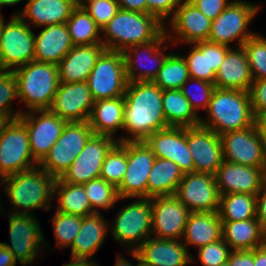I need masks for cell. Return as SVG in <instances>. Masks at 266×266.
Returning <instances> with one entry per match:
<instances>
[{"mask_svg": "<svg viewBox=\"0 0 266 266\" xmlns=\"http://www.w3.org/2000/svg\"><path fill=\"white\" fill-rule=\"evenodd\" d=\"M162 98L163 90L153 82H128L123 129L130 135L118 138V142L144 141L154 132L168 128Z\"/></svg>", "mask_w": 266, "mask_h": 266, "instance_id": "cell-1", "label": "cell"}, {"mask_svg": "<svg viewBox=\"0 0 266 266\" xmlns=\"http://www.w3.org/2000/svg\"><path fill=\"white\" fill-rule=\"evenodd\" d=\"M164 31L165 24L152 14L119 9L102 28V44L106 50L124 52L157 39Z\"/></svg>", "mask_w": 266, "mask_h": 266, "instance_id": "cell-2", "label": "cell"}, {"mask_svg": "<svg viewBox=\"0 0 266 266\" xmlns=\"http://www.w3.org/2000/svg\"><path fill=\"white\" fill-rule=\"evenodd\" d=\"M200 126L218 135L242 130L256 123L248 91L215 88Z\"/></svg>", "mask_w": 266, "mask_h": 266, "instance_id": "cell-3", "label": "cell"}, {"mask_svg": "<svg viewBox=\"0 0 266 266\" xmlns=\"http://www.w3.org/2000/svg\"><path fill=\"white\" fill-rule=\"evenodd\" d=\"M1 180L0 187L6 184L4 192L13 204L11 209L15 208L12 213L30 214L34 209H52L50 201L54 199L53 187L56 179L39 165Z\"/></svg>", "mask_w": 266, "mask_h": 266, "instance_id": "cell-4", "label": "cell"}, {"mask_svg": "<svg viewBox=\"0 0 266 266\" xmlns=\"http://www.w3.org/2000/svg\"><path fill=\"white\" fill-rule=\"evenodd\" d=\"M17 81L18 100L27 111L49 110L59 88L58 65L33 60L12 70Z\"/></svg>", "mask_w": 266, "mask_h": 266, "instance_id": "cell-5", "label": "cell"}, {"mask_svg": "<svg viewBox=\"0 0 266 266\" xmlns=\"http://www.w3.org/2000/svg\"><path fill=\"white\" fill-rule=\"evenodd\" d=\"M115 220L109 226L113 239L136 251L152 236L151 198H137L134 202L122 206Z\"/></svg>", "mask_w": 266, "mask_h": 266, "instance_id": "cell-6", "label": "cell"}, {"mask_svg": "<svg viewBox=\"0 0 266 266\" xmlns=\"http://www.w3.org/2000/svg\"><path fill=\"white\" fill-rule=\"evenodd\" d=\"M260 6L256 3L244 0H232L227 8L214 20H212L211 32L208 41L226 46L232 42L242 46L255 33L250 32L251 24ZM238 40V41H237Z\"/></svg>", "mask_w": 266, "mask_h": 266, "instance_id": "cell-7", "label": "cell"}, {"mask_svg": "<svg viewBox=\"0 0 266 266\" xmlns=\"http://www.w3.org/2000/svg\"><path fill=\"white\" fill-rule=\"evenodd\" d=\"M93 135L88 121L67 122L39 166L55 179L61 178Z\"/></svg>", "mask_w": 266, "mask_h": 266, "instance_id": "cell-8", "label": "cell"}, {"mask_svg": "<svg viewBox=\"0 0 266 266\" xmlns=\"http://www.w3.org/2000/svg\"><path fill=\"white\" fill-rule=\"evenodd\" d=\"M13 15L4 22L0 36V70L12 71L32 62L35 57V33L27 22Z\"/></svg>", "mask_w": 266, "mask_h": 266, "instance_id": "cell-9", "label": "cell"}, {"mask_svg": "<svg viewBox=\"0 0 266 266\" xmlns=\"http://www.w3.org/2000/svg\"><path fill=\"white\" fill-rule=\"evenodd\" d=\"M86 82L94 101L124 96L128 79L123 52L105 50Z\"/></svg>", "mask_w": 266, "mask_h": 266, "instance_id": "cell-10", "label": "cell"}, {"mask_svg": "<svg viewBox=\"0 0 266 266\" xmlns=\"http://www.w3.org/2000/svg\"><path fill=\"white\" fill-rule=\"evenodd\" d=\"M29 146L28 129L19 119H11L0 136V178L37 167Z\"/></svg>", "mask_w": 266, "mask_h": 266, "instance_id": "cell-11", "label": "cell"}, {"mask_svg": "<svg viewBox=\"0 0 266 266\" xmlns=\"http://www.w3.org/2000/svg\"><path fill=\"white\" fill-rule=\"evenodd\" d=\"M9 239L10 244L1 242L14 255L21 266L30 265L38 254L41 246H45V238L41 225L33 213H11L9 214ZM40 250V251H39Z\"/></svg>", "mask_w": 266, "mask_h": 266, "instance_id": "cell-12", "label": "cell"}, {"mask_svg": "<svg viewBox=\"0 0 266 266\" xmlns=\"http://www.w3.org/2000/svg\"><path fill=\"white\" fill-rule=\"evenodd\" d=\"M155 158L145 141H127V169L116 187L120 200L147 198V181Z\"/></svg>", "mask_w": 266, "mask_h": 266, "instance_id": "cell-13", "label": "cell"}, {"mask_svg": "<svg viewBox=\"0 0 266 266\" xmlns=\"http://www.w3.org/2000/svg\"><path fill=\"white\" fill-rule=\"evenodd\" d=\"M223 159L252 167H266V147L257 124L220 135Z\"/></svg>", "mask_w": 266, "mask_h": 266, "instance_id": "cell-14", "label": "cell"}, {"mask_svg": "<svg viewBox=\"0 0 266 266\" xmlns=\"http://www.w3.org/2000/svg\"><path fill=\"white\" fill-rule=\"evenodd\" d=\"M168 42L169 40L164 31L153 41L134 45L126 49L123 54L128 82H152L170 54L164 52V50H167L169 47V45L166 44ZM144 59H148L147 61H149V64H143L145 61Z\"/></svg>", "mask_w": 266, "mask_h": 266, "instance_id": "cell-15", "label": "cell"}, {"mask_svg": "<svg viewBox=\"0 0 266 266\" xmlns=\"http://www.w3.org/2000/svg\"><path fill=\"white\" fill-rule=\"evenodd\" d=\"M18 118L28 129L30 151L40 163L61 136L67 121L50 110L22 111Z\"/></svg>", "mask_w": 266, "mask_h": 266, "instance_id": "cell-16", "label": "cell"}, {"mask_svg": "<svg viewBox=\"0 0 266 266\" xmlns=\"http://www.w3.org/2000/svg\"><path fill=\"white\" fill-rule=\"evenodd\" d=\"M118 138L94 134L61 179L66 183L83 185L98 178L103 161L110 149L118 142Z\"/></svg>", "mask_w": 266, "mask_h": 266, "instance_id": "cell-17", "label": "cell"}, {"mask_svg": "<svg viewBox=\"0 0 266 266\" xmlns=\"http://www.w3.org/2000/svg\"><path fill=\"white\" fill-rule=\"evenodd\" d=\"M174 195L191 212H218L220 194L213 174H184Z\"/></svg>", "mask_w": 266, "mask_h": 266, "instance_id": "cell-18", "label": "cell"}, {"mask_svg": "<svg viewBox=\"0 0 266 266\" xmlns=\"http://www.w3.org/2000/svg\"><path fill=\"white\" fill-rule=\"evenodd\" d=\"M152 237L182 240L191 211L175 195L151 198Z\"/></svg>", "mask_w": 266, "mask_h": 266, "instance_id": "cell-19", "label": "cell"}, {"mask_svg": "<svg viewBox=\"0 0 266 266\" xmlns=\"http://www.w3.org/2000/svg\"><path fill=\"white\" fill-rule=\"evenodd\" d=\"M168 23L169 29L165 25L166 37L174 45H177L178 41L193 44L208 40L210 37L212 20L188 0L181 2ZM170 31L173 33L171 34Z\"/></svg>", "mask_w": 266, "mask_h": 266, "instance_id": "cell-20", "label": "cell"}, {"mask_svg": "<svg viewBox=\"0 0 266 266\" xmlns=\"http://www.w3.org/2000/svg\"><path fill=\"white\" fill-rule=\"evenodd\" d=\"M187 144L194 172L214 175L224 161L221 136L200 125L187 127Z\"/></svg>", "mask_w": 266, "mask_h": 266, "instance_id": "cell-21", "label": "cell"}, {"mask_svg": "<svg viewBox=\"0 0 266 266\" xmlns=\"http://www.w3.org/2000/svg\"><path fill=\"white\" fill-rule=\"evenodd\" d=\"M94 99L87 82H60L49 110L67 122L88 121Z\"/></svg>", "mask_w": 266, "mask_h": 266, "instance_id": "cell-22", "label": "cell"}, {"mask_svg": "<svg viewBox=\"0 0 266 266\" xmlns=\"http://www.w3.org/2000/svg\"><path fill=\"white\" fill-rule=\"evenodd\" d=\"M144 141L156 158L173 161L183 174L194 173V162L187 144V128L168 127L154 132Z\"/></svg>", "mask_w": 266, "mask_h": 266, "instance_id": "cell-23", "label": "cell"}, {"mask_svg": "<svg viewBox=\"0 0 266 266\" xmlns=\"http://www.w3.org/2000/svg\"><path fill=\"white\" fill-rule=\"evenodd\" d=\"M220 195L244 193L257 195L265 177V167L222 162L214 174Z\"/></svg>", "mask_w": 266, "mask_h": 266, "instance_id": "cell-24", "label": "cell"}, {"mask_svg": "<svg viewBox=\"0 0 266 266\" xmlns=\"http://www.w3.org/2000/svg\"><path fill=\"white\" fill-rule=\"evenodd\" d=\"M188 45L191 47L190 52L183 57L186 60L190 78L214 84L216 72L231 47L208 40Z\"/></svg>", "mask_w": 266, "mask_h": 266, "instance_id": "cell-25", "label": "cell"}, {"mask_svg": "<svg viewBox=\"0 0 266 266\" xmlns=\"http://www.w3.org/2000/svg\"><path fill=\"white\" fill-rule=\"evenodd\" d=\"M139 260L149 266H186L195 259L182 240L149 237L136 251Z\"/></svg>", "mask_w": 266, "mask_h": 266, "instance_id": "cell-26", "label": "cell"}, {"mask_svg": "<svg viewBox=\"0 0 266 266\" xmlns=\"http://www.w3.org/2000/svg\"><path fill=\"white\" fill-rule=\"evenodd\" d=\"M103 44L75 45L58 63L60 82H85L97 59L105 51Z\"/></svg>", "mask_w": 266, "mask_h": 266, "instance_id": "cell-27", "label": "cell"}, {"mask_svg": "<svg viewBox=\"0 0 266 266\" xmlns=\"http://www.w3.org/2000/svg\"><path fill=\"white\" fill-rule=\"evenodd\" d=\"M252 83L253 76L244 48L231 47L216 72L215 87L249 91Z\"/></svg>", "mask_w": 266, "mask_h": 266, "instance_id": "cell-28", "label": "cell"}, {"mask_svg": "<svg viewBox=\"0 0 266 266\" xmlns=\"http://www.w3.org/2000/svg\"><path fill=\"white\" fill-rule=\"evenodd\" d=\"M100 212L81 216V227L74 239L71 250L73 259H90L99 251L107 233H110L109 224Z\"/></svg>", "mask_w": 266, "mask_h": 266, "instance_id": "cell-29", "label": "cell"}, {"mask_svg": "<svg viewBox=\"0 0 266 266\" xmlns=\"http://www.w3.org/2000/svg\"><path fill=\"white\" fill-rule=\"evenodd\" d=\"M76 6V0H27L24 9L16 10L13 15L24 21L28 18L31 24L41 28L65 24Z\"/></svg>", "mask_w": 266, "mask_h": 266, "instance_id": "cell-30", "label": "cell"}, {"mask_svg": "<svg viewBox=\"0 0 266 266\" xmlns=\"http://www.w3.org/2000/svg\"><path fill=\"white\" fill-rule=\"evenodd\" d=\"M41 28L39 34L34 36V60L58 65L74 46L67 25L55 24Z\"/></svg>", "mask_w": 266, "mask_h": 266, "instance_id": "cell-31", "label": "cell"}, {"mask_svg": "<svg viewBox=\"0 0 266 266\" xmlns=\"http://www.w3.org/2000/svg\"><path fill=\"white\" fill-rule=\"evenodd\" d=\"M124 109V96L94 101L88 120L93 133L115 138L118 129L123 131Z\"/></svg>", "mask_w": 266, "mask_h": 266, "instance_id": "cell-32", "label": "cell"}, {"mask_svg": "<svg viewBox=\"0 0 266 266\" xmlns=\"http://www.w3.org/2000/svg\"><path fill=\"white\" fill-rule=\"evenodd\" d=\"M222 239V221L218 212H191L189 214L183 244L188 247L206 246Z\"/></svg>", "mask_w": 266, "mask_h": 266, "instance_id": "cell-33", "label": "cell"}, {"mask_svg": "<svg viewBox=\"0 0 266 266\" xmlns=\"http://www.w3.org/2000/svg\"><path fill=\"white\" fill-rule=\"evenodd\" d=\"M222 238L231 250H253L266 243V231L256 218L222 221Z\"/></svg>", "mask_w": 266, "mask_h": 266, "instance_id": "cell-34", "label": "cell"}, {"mask_svg": "<svg viewBox=\"0 0 266 266\" xmlns=\"http://www.w3.org/2000/svg\"><path fill=\"white\" fill-rule=\"evenodd\" d=\"M183 176L173 161L155 158L147 181V198L174 195Z\"/></svg>", "mask_w": 266, "mask_h": 266, "instance_id": "cell-35", "label": "cell"}, {"mask_svg": "<svg viewBox=\"0 0 266 266\" xmlns=\"http://www.w3.org/2000/svg\"><path fill=\"white\" fill-rule=\"evenodd\" d=\"M162 106L169 127H196L200 124L190 102L180 89L163 90Z\"/></svg>", "mask_w": 266, "mask_h": 266, "instance_id": "cell-36", "label": "cell"}, {"mask_svg": "<svg viewBox=\"0 0 266 266\" xmlns=\"http://www.w3.org/2000/svg\"><path fill=\"white\" fill-rule=\"evenodd\" d=\"M57 195V196H55ZM57 198L58 212L86 216L95 213L81 184H71L57 178L53 187V198Z\"/></svg>", "mask_w": 266, "mask_h": 266, "instance_id": "cell-37", "label": "cell"}, {"mask_svg": "<svg viewBox=\"0 0 266 266\" xmlns=\"http://www.w3.org/2000/svg\"><path fill=\"white\" fill-rule=\"evenodd\" d=\"M66 25L74 46L102 44V29L82 6L73 9Z\"/></svg>", "mask_w": 266, "mask_h": 266, "instance_id": "cell-38", "label": "cell"}, {"mask_svg": "<svg viewBox=\"0 0 266 266\" xmlns=\"http://www.w3.org/2000/svg\"><path fill=\"white\" fill-rule=\"evenodd\" d=\"M218 214L221 221L256 218V195L244 193L220 195Z\"/></svg>", "mask_w": 266, "mask_h": 266, "instance_id": "cell-39", "label": "cell"}, {"mask_svg": "<svg viewBox=\"0 0 266 266\" xmlns=\"http://www.w3.org/2000/svg\"><path fill=\"white\" fill-rule=\"evenodd\" d=\"M189 78L188 66L183 55L171 53L152 82L162 90L181 89Z\"/></svg>", "mask_w": 266, "mask_h": 266, "instance_id": "cell-40", "label": "cell"}, {"mask_svg": "<svg viewBox=\"0 0 266 266\" xmlns=\"http://www.w3.org/2000/svg\"><path fill=\"white\" fill-rule=\"evenodd\" d=\"M127 169V141L117 142L103 161L100 176L117 187Z\"/></svg>", "mask_w": 266, "mask_h": 266, "instance_id": "cell-41", "label": "cell"}, {"mask_svg": "<svg viewBox=\"0 0 266 266\" xmlns=\"http://www.w3.org/2000/svg\"><path fill=\"white\" fill-rule=\"evenodd\" d=\"M83 186L95 213L100 212L98 208L108 211L112 206L114 207L116 201L120 200L117 188L101 177L92 179L83 184Z\"/></svg>", "mask_w": 266, "mask_h": 266, "instance_id": "cell-42", "label": "cell"}, {"mask_svg": "<svg viewBox=\"0 0 266 266\" xmlns=\"http://www.w3.org/2000/svg\"><path fill=\"white\" fill-rule=\"evenodd\" d=\"M52 223L56 246L70 247L80 230L81 216L56 211Z\"/></svg>", "mask_w": 266, "mask_h": 266, "instance_id": "cell-43", "label": "cell"}, {"mask_svg": "<svg viewBox=\"0 0 266 266\" xmlns=\"http://www.w3.org/2000/svg\"><path fill=\"white\" fill-rule=\"evenodd\" d=\"M253 81L266 79V38L255 33L243 45Z\"/></svg>", "mask_w": 266, "mask_h": 266, "instance_id": "cell-44", "label": "cell"}, {"mask_svg": "<svg viewBox=\"0 0 266 266\" xmlns=\"http://www.w3.org/2000/svg\"><path fill=\"white\" fill-rule=\"evenodd\" d=\"M189 82V83H188ZM195 87L189 88L191 84ZM194 88V89H193ZM215 85L204 80L189 78L181 87V92L188 99L194 112L199 115L201 109L206 112L211 100Z\"/></svg>", "mask_w": 266, "mask_h": 266, "instance_id": "cell-45", "label": "cell"}, {"mask_svg": "<svg viewBox=\"0 0 266 266\" xmlns=\"http://www.w3.org/2000/svg\"><path fill=\"white\" fill-rule=\"evenodd\" d=\"M17 98L18 89L15 75L12 71L0 70V114L17 119L23 111H13L12 103Z\"/></svg>", "mask_w": 266, "mask_h": 266, "instance_id": "cell-46", "label": "cell"}, {"mask_svg": "<svg viewBox=\"0 0 266 266\" xmlns=\"http://www.w3.org/2000/svg\"><path fill=\"white\" fill-rule=\"evenodd\" d=\"M81 6L101 29L120 9L116 0H88Z\"/></svg>", "mask_w": 266, "mask_h": 266, "instance_id": "cell-47", "label": "cell"}, {"mask_svg": "<svg viewBox=\"0 0 266 266\" xmlns=\"http://www.w3.org/2000/svg\"><path fill=\"white\" fill-rule=\"evenodd\" d=\"M231 248L222 238L198 249V258L203 266H219L228 261Z\"/></svg>", "mask_w": 266, "mask_h": 266, "instance_id": "cell-48", "label": "cell"}, {"mask_svg": "<svg viewBox=\"0 0 266 266\" xmlns=\"http://www.w3.org/2000/svg\"><path fill=\"white\" fill-rule=\"evenodd\" d=\"M183 0H147V14L157 17L163 24L174 15Z\"/></svg>", "mask_w": 266, "mask_h": 266, "instance_id": "cell-49", "label": "cell"}, {"mask_svg": "<svg viewBox=\"0 0 266 266\" xmlns=\"http://www.w3.org/2000/svg\"><path fill=\"white\" fill-rule=\"evenodd\" d=\"M248 92L254 116L266 112V79L253 81Z\"/></svg>", "mask_w": 266, "mask_h": 266, "instance_id": "cell-50", "label": "cell"}, {"mask_svg": "<svg viewBox=\"0 0 266 266\" xmlns=\"http://www.w3.org/2000/svg\"><path fill=\"white\" fill-rule=\"evenodd\" d=\"M207 18L216 19L232 2L230 0H188Z\"/></svg>", "mask_w": 266, "mask_h": 266, "instance_id": "cell-51", "label": "cell"}, {"mask_svg": "<svg viewBox=\"0 0 266 266\" xmlns=\"http://www.w3.org/2000/svg\"><path fill=\"white\" fill-rule=\"evenodd\" d=\"M256 219L266 231V177H264L256 195Z\"/></svg>", "mask_w": 266, "mask_h": 266, "instance_id": "cell-52", "label": "cell"}, {"mask_svg": "<svg viewBox=\"0 0 266 266\" xmlns=\"http://www.w3.org/2000/svg\"><path fill=\"white\" fill-rule=\"evenodd\" d=\"M228 263L230 266H254V249L243 251L232 250Z\"/></svg>", "mask_w": 266, "mask_h": 266, "instance_id": "cell-53", "label": "cell"}, {"mask_svg": "<svg viewBox=\"0 0 266 266\" xmlns=\"http://www.w3.org/2000/svg\"><path fill=\"white\" fill-rule=\"evenodd\" d=\"M119 8L127 11L147 13V0H116Z\"/></svg>", "mask_w": 266, "mask_h": 266, "instance_id": "cell-54", "label": "cell"}, {"mask_svg": "<svg viewBox=\"0 0 266 266\" xmlns=\"http://www.w3.org/2000/svg\"><path fill=\"white\" fill-rule=\"evenodd\" d=\"M16 264L14 255L0 242V266H16Z\"/></svg>", "mask_w": 266, "mask_h": 266, "instance_id": "cell-55", "label": "cell"}, {"mask_svg": "<svg viewBox=\"0 0 266 266\" xmlns=\"http://www.w3.org/2000/svg\"><path fill=\"white\" fill-rule=\"evenodd\" d=\"M254 266H266V243L254 249Z\"/></svg>", "mask_w": 266, "mask_h": 266, "instance_id": "cell-56", "label": "cell"}, {"mask_svg": "<svg viewBox=\"0 0 266 266\" xmlns=\"http://www.w3.org/2000/svg\"><path fill=\"white\" fill-rule=\"evenodd\" d=\"M256 124L266 147V112L256 117Z\"/></svg>", "mask_w": 266, "mask_h": 266, "instance_id": "cell-57", "label": "cell"}, {"mask_svg": "<svg viewBox=\"0 0 266 266\" xmlns=\"http://www.w3.org/2000/svg\"><path fill=\"white\" fill-rule=\"evenodd\" d=\"M63 266H99L98 262L95 263V261L92 259H73L71 258V261Z\"/></svg>", "mask_w": 266, "mask_h": 266, "instance_id": "cell-58", "label": "cell"}, {"mask_svg": "<svg viewBox=\"0 0 266 266\" xmlns=\"http://www.w3.org/2000/svg\"><path fill=\"white\" fill-rule=\"evenodd\" d=\"M117 260L115 266H136L131 264L132 262L128 261L124 256L117 254Z\"/></svg>", "mask_w": 266, "mask_h": 266, "instance_id": "cell-59", "label": "cell"}, {"mask_svg": "<svg viewBox=\"0 0 266 266\" xmlns=\"http://www.w3.org/2000/svg\"><path fill=\"white\" fill-rule=\"evenodd\" d=\"M11 118L0 114V136L3 133L4 128L10 122Z\"/></svg>", "mask_w": 266, "mask_h": 266, "instance_id": "cell-60", "label": "cell"}, {"mask_svg": "<svg viewBox=\"0 0 266 266\" xmlns=\"http://www.w3.org/2000/svg\"><path fill=\"white\" fill-rule=\"evenodd\" d=\"M24 0H0V13L3 6H13L15 4L21 3Z\"/></svg>", "mask_w": 266, "mask_h": 266, "instance_id": "cell-61", "label": "cell"}, {"mask_svg": "<svg viewBox=\"0 0 266 266\" xmlns=\"http://www.w3.org/2000/svg\"><path fill=\"white\" fill-rule=\"evenodd\" d=\"M131 257L136 259L138 261V264L136 266H149L145 263H143L141 260H139V255L135 251H130Z\"/></svg>", "mask_w": 266, "mask_h": 266, "instance_id": "cell-62", "label": "cell"}, {"mask_svg": "<svg viewBox=\"0 0 266 266\" xmlns=\"http://www.w3.org/2000/svg\"><path fill=\"white\" fill-rule=\"evenodd\" d=\"M4 22H5V20L2 17V14L0 13V36H1V31H2V28H3Z\"/></svg>", "mask_w": 266, "mask_h": 266, "instance_id": "cell-63", "label": "cell"}, {"mask_svg": "<svg viewBox=\"0 0 266 266\" xmlns=\"http://www.w3.org/2000/svg\"><path fill=\"white\" fill-rule=\"evenodd\" d=\"M86 1H88V0H76V4L81 6Z\"/></svg>", "mask_w": 266, "mask_h": 266, "instance_id": "cell-64", "label": "cell"}, {"mask_svg": "<svg viewBox=\"0 0 266 266\" xmlns=\"http://www.w3.org/2000/svg\"><path fill=\"white\" fill-rule=\"evenodd\" d=\"M219 266H230V265H229V263H228V261H227L226 263L221 264V265H219Z\"/></svg>", "mask_w": 266, "mask_h": 266, "instance_id": "cell-65", "label": "cell"}]
</instances>
